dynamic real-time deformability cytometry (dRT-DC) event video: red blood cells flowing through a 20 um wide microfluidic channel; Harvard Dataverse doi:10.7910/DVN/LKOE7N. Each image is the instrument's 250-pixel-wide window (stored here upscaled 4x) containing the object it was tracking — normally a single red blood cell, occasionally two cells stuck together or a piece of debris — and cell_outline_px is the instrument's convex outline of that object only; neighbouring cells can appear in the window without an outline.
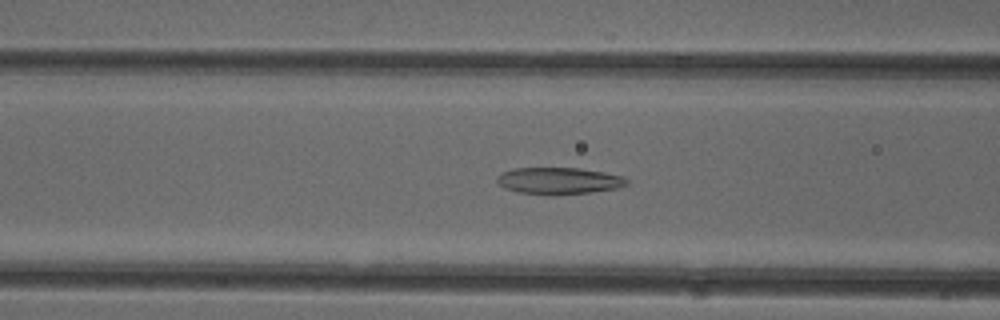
{"species": "common noctule bat (a hibernating species)", "species_latin": "Nyctalus noctula", "temperature_condition": "cold", "stored_images_in_passage": 50, "camera_frame_rate_fps": 3000, "um_per_image_px": 0.085, "animal": {"sex": "female"}, "frame": {"image": 1, "passage_image": 19, "time_ms": 6.0, "image_size_px": [1000, 320], "cell_outline_px": [[628, 184], [616, 188], [592, 192], [552, 196], [548, 196], [520, 192], [504, 188], [496, 180], [496, 176], [500, 172], [512, 168], [580, 168], [604, 172], [620, 176], [628, 180]], "centroid_in_image_um": [47.45, 15.37], "position_along_channel_um": 119.2, "area_um2": 20.46}}
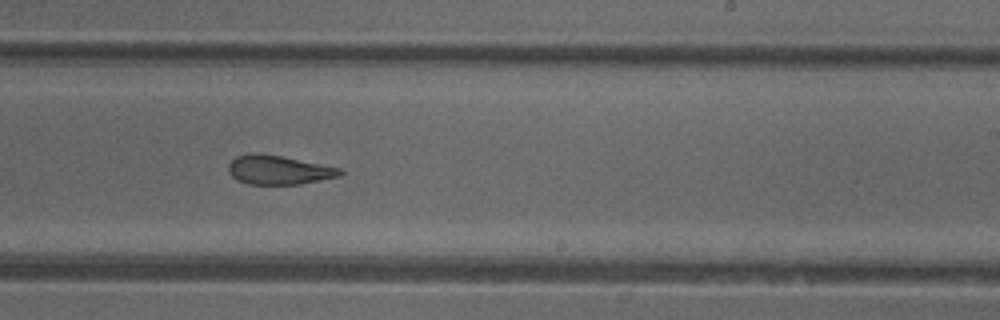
{"frame": {"image": 2, "passage_image": 30, "time_ms": 9.667, "image_size_px": [1000, 320], "cell_outline_px": [[344, 172], [340, 176], [300, 184], [248, 184], [236, 180], [228, 172], [228, 164], [236, 156], [256, 152], [280, 156], [340, 168]], "centroid_in_image_um": [23.65, 14.45], "position_along_channel_um": 265.4, "area_um2": 18.79}}
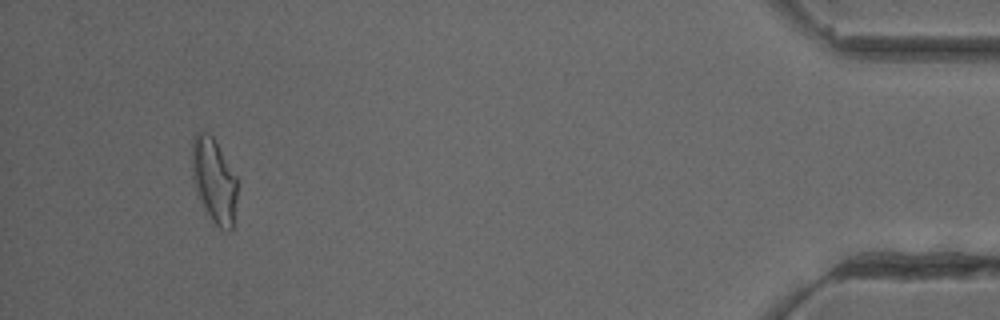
{"frame": {"image": 3, "passage_image": 47, "time_ms": 15.333, "image_size_px": [1000, 320], "cell_outline_px": [[236, 200], [232, 228], [228, 232], [212, 224], [196, 192], [192, 176], [192, 140], [196, 132], [208, 132], [212, 136], [236, 176]], "centroid_in_image_um": [18.17, 15.37], "position_along_channel_um": 417.0, "area_um2": 22.25}, "authors_computed_cell_mechanics": {"area_um2": 20.9814, "velocity_mm_per_s": 3.9881, "shape_relaxation_time_tau1_ms": null, "shape_relaxation_time_tau2_ms": 2.4283, "deformation_change_tau1": null, "deformation_change_tau2": 0.1173}}